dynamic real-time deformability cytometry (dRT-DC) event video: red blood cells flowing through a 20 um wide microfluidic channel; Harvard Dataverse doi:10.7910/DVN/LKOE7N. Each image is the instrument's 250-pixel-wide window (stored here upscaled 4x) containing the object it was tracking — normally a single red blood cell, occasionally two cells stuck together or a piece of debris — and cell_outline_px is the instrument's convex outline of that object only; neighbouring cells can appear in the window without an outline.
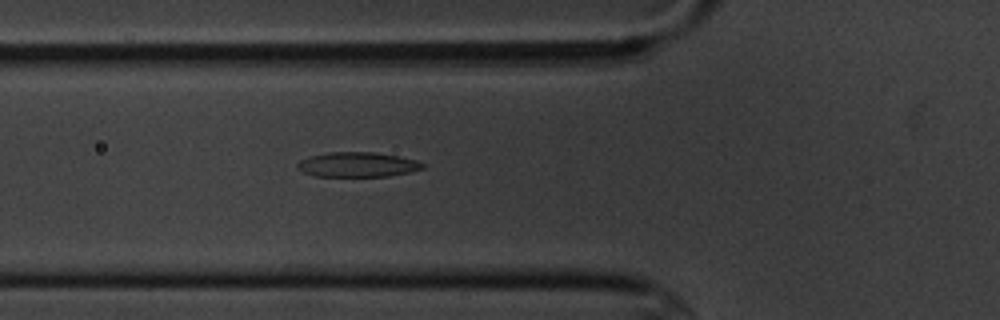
{"species": "common noctule bat (a hibernating species)", "species_latin": "Nyctalus noctula", "temperature_condition": "cold", "stored_images_in_passage": 3, "camera_frame_rate_fps": 3000, "um_per_image_px": 0.085, "animal": {"sex": "male", "body_mass_g": 20.1, "forearm_length_mm": 53.5}, "frame": {"image": 1, "passage_image": 3, "time_ms": 2.0, "image_size_px": [1000, 320], "cell_outline_px": [[424, 168], [408, 172], [388, 176], [316, 176], [304, 172], [296, 168], [296, 164], [300, 160], [308, 156], [328, 152], [376, 152], [416, 160], [424, 164]], "centroid_in_image_um": [30.34, 13.98], "position_along_channel_um": 95.5, "area_um2": 18.03}}